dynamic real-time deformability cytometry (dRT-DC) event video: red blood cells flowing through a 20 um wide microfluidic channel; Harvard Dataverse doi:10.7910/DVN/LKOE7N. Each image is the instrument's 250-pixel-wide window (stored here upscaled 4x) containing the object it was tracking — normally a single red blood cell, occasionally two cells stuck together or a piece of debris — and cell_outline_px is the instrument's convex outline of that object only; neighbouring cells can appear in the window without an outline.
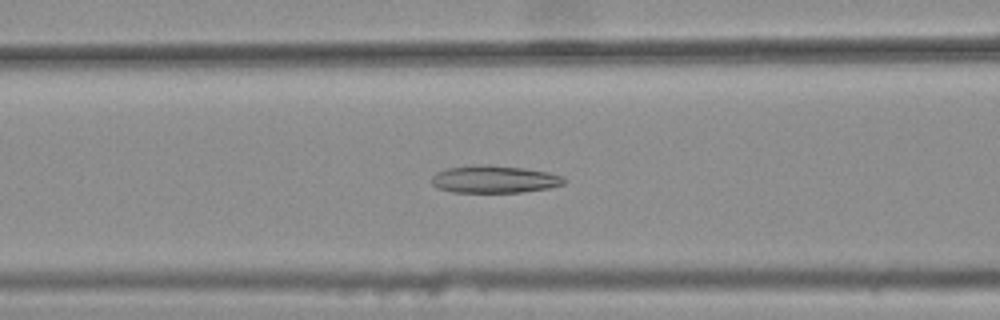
{"species": "common noctule bat (a hibernating species)", "species_latin": "Nyctalus noctula", "temperature_condition": "warm", "stored_images_in_passage": 42, "camera_frame_rate_fps": 3000, "um_per_image_px": 0.085, "animal": {"sex": "female", "body_mass_g": 25.1}, "frame": {"image": 1, "passage_image": 19, "time_ms": 6.0, "image_size_px": [1000, 320], "cell_outline_px": [[568, 180], [564, 184], [548, 188], [520, 192], [452, 192], [436, 188], [432, 184], [432, 176], [436, 172], [448, 168], [476, 164], [488, 164], [524, 168], [548, 172], [560, 176]], "centroid_in_image_um": [41.99, 15.23], "position_along_channel_um": 124.6, "area_um2": 21.27}}
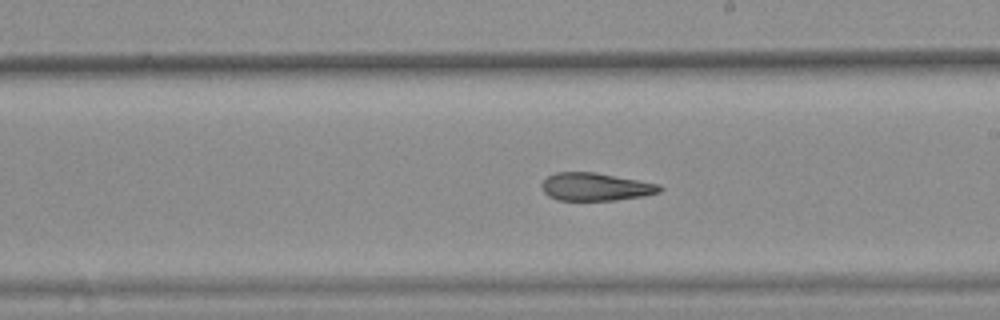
{"frame": {"image": 2, "passage_image": 28, "time_ms": 9.0, "image_size_px": [1000, 320], "cell_outline_px": [[664, 188], [660, 192], [644, 196], [616, 200], [560, 200], [548, 196], [540, 188], [540, 184], [548, 176], [556, 172], [596, 172], [640, 180], [660, 184]], "centroid_in_image_um": [50.64, 15.87], "position_along_channel_um": 238.4, "area_um2": 19.36}}
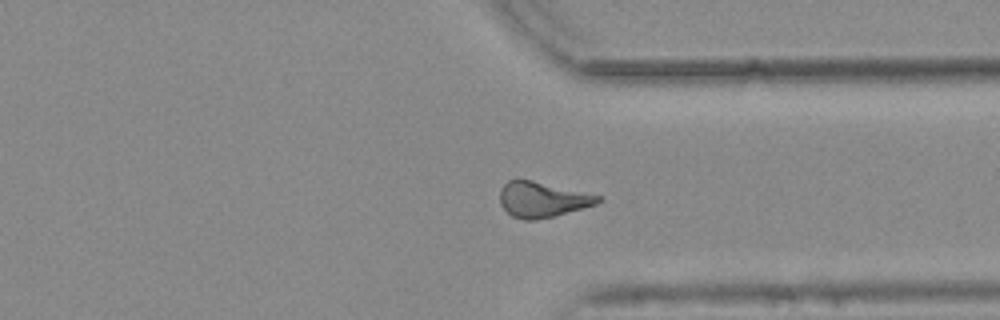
{"frame": {"image": 3, "passage_image": 38, "time_ms": 12.333, "image_size_px": [1000, 320], "cell_outline_px": [[604, 200], [596, 204], [552, 216], [532, 220], [524, 220], [512, 216], [500, 204], [500, 188], [508, 180], [532, 180], [600, 196]], "centroid_in_image_um": [46.07, 16.95], "position_along_channel_um": 365.3, "area_um2": 19.83}, "authors_computed_cell_mechanics": {"area_um2": 20.7213, "velocity_mm_per_s": 3.7985, "shape_relaxation_time_tau1_ms": null, "shape_relaxation_time_tau2_ms": 5.3242, "deformation_change_tau1": null, "deformation_change_tau2": 0.1601}}